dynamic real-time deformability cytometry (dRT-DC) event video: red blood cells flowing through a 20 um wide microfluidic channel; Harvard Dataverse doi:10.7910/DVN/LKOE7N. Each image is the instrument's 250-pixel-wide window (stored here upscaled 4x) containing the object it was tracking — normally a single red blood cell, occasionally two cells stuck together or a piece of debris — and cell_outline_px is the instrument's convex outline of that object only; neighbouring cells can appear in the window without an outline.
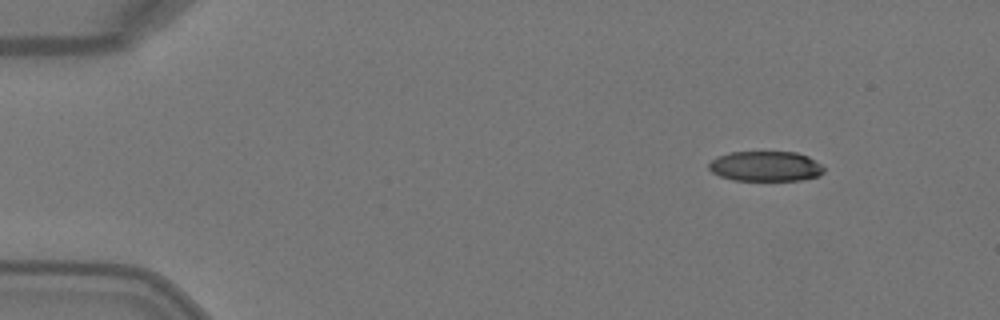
{"species": "Egyptian fruit bat (a non-hibernating species)", "species_latin": "Rousettus aegyptiacus", "temperature_condition": "warm", "stored_images_in_passage": 5, "camera_frame_rate_fps": 3000, "um_per_image_px": 0.085, "animal": {"sex": "female"}, "frame": {"image": 1, "passage_image": 1, "time_ms": 0.0, "image_size_px": [1000, 320], "cell_outline_px": [[824, 172], [820, 176], [800, 180], [732, 180], [720, 176], [712, 172], [708, 168], [708, 164], [716, 156], [728, 152], [796, 152], [808, 156], [820, 164], [824, 168]], "centroid_in_image_um": [65.06, 14.13], "position_along_channel_um": 19.9, "area_um2": 20.29}}
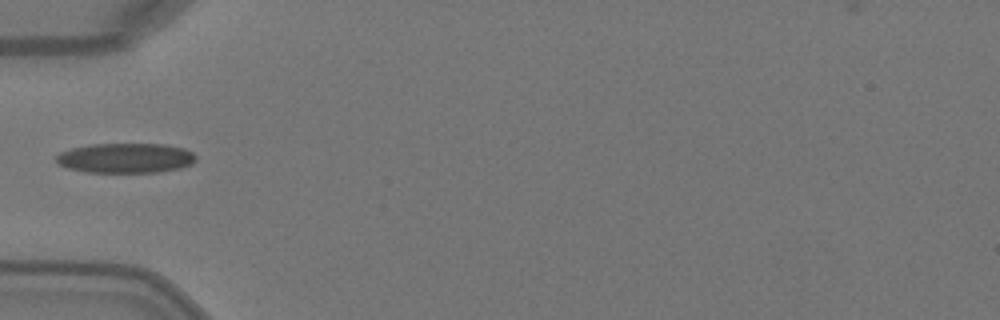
{"frame": {"image": 2, "passage_image": 4, "time_ms": 1.0, "image_size_px": [1000, 320], "cell_outline_px": [[196, 160], [192, 164], [180, 168], [156, 172], [84, 172], [68, 168], [60, 164], [56, 160], [56, 156], [60, 152], [72, 148], [92, 144], [164, 144], [184, 148], [192, 152], [196, 156]], "centroid_in_image_um": [10.69, 13.43], "position_along_channel_um": 74.3, "area_um2": 24.28}}
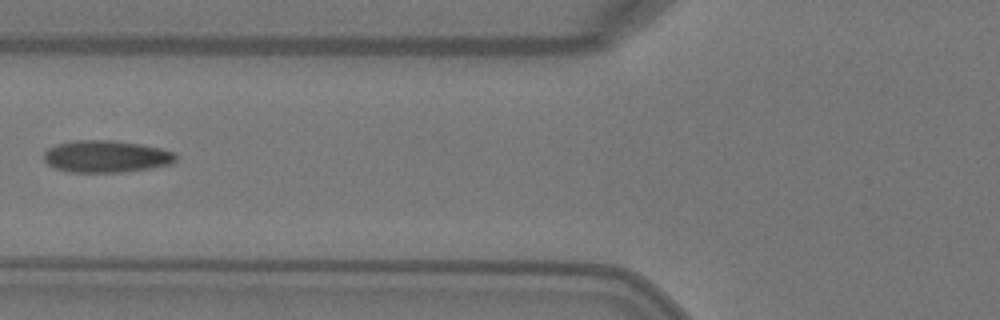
{"frame": {"image": 3, "passage_image": 5, "time_ms": 1.333, "image_size_px": [1000, 320], "cell_outline_px": [[176, 160], [172, 164], [152, 168], [120, 172], [68, 172], [56, 168], [48, 164], [44, 160], [44, 152], [48, 148], [56, 144], [76, 140], [112, 140], [160, 148], [172, 152], [176, 156]], "centroid_in_image_um": [9.0, 13.3], "position_along_channel_um": 116.8, "area_um2": 24.51}}